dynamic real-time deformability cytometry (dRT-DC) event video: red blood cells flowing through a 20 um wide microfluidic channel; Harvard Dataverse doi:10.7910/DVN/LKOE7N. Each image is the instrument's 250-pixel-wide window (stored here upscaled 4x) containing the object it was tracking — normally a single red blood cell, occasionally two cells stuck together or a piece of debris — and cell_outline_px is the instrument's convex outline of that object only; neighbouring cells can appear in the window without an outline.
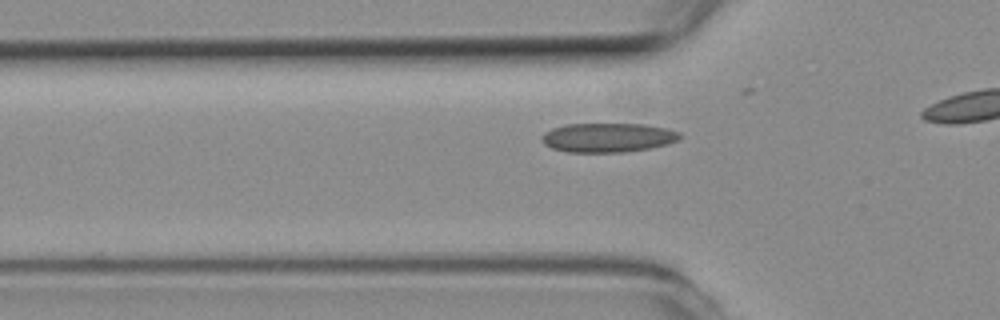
{"species": "common noctule bat (a hibernating species)", "species_latin": "Nyctalus noctula", "temperature_condition": "room temperature", "stored_images_in_passage": 16, "camera_frame_rate_fps": 3000, "um_per_image_px": 0.085, "animal": {"sex": "female", "body_mass_g": 19.3, "forearm_length_mm": 54.1}, "frame": {"image": 1, "passage_image": 10, "time_ms": 3.0, "image_size_px": [1000, 320], "cell_outline_px": [[684, 136], [680, 140], [668, 144], [648, 148], [624, 152], [568, 152], [552, 148], [544, 144], [540, 140], [540, 136], [544, 132], [552, 128], [564, 124], [644, 124], [664, 128], [680, 132]], "centroid_in_image_um": [51.66, 11.69], "position_along_channel_um": 74.1, "area_um2": 23.7}}
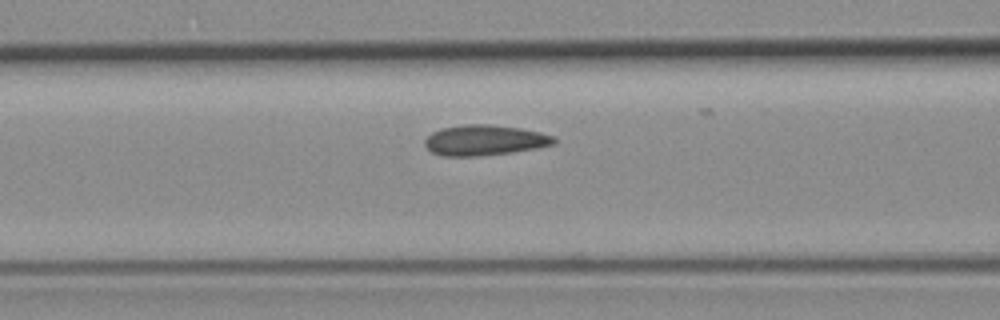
{"frame": {"image": 2, "passage_image": 14, "time_ms": 4.333, "image_size_px": [1000, 320], "cell_outline_px": [[556, 144], [536, 148], [512, 152], [476, 156], [444, 156], [432, 152], [424, 144], [424, 140], [432, 132], [440, 128], [464, 124], [492, 124], [520, 128], [540, 132], [552, 136], [556, 140]], "centroid_in_image_um": [41.18, 11.91], "position_along_channel_um": 125.4, "area_um2": 22.95}}